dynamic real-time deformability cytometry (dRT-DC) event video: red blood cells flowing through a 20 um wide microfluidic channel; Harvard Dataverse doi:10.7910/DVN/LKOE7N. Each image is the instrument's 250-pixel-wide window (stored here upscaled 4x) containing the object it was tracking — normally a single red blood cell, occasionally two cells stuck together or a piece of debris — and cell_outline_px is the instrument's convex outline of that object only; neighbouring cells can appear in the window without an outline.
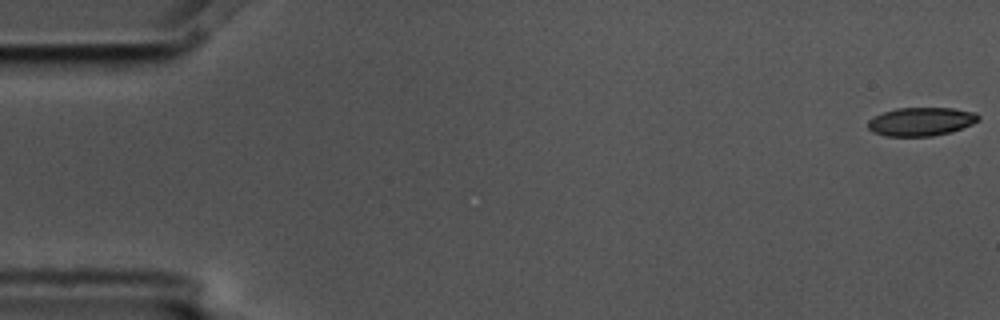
{"species": "common noctule bat (a hibernating species)", "species_latin": "Nyctalus noctula", "temperature_condition": "cold", "stored_images_in_passage": 7, "camera_frame_rate_fps": 3000, "um_per_image_px": 0.085, "animal": {"sex": "male", "body_mass_g": 17.5, "forearm_length_mm": 52.3}, "frame": {"image": 1, "passage_image": 1, "time_ms": 0.0, "image_size_px": [1000, 320], "cell_outline_px": [[980, 120], [972, 124], [952, 132], [932, 136], [884, 136], [872, 132], [868, 128], [868, 120], [884, 112], [896, 108], [952, 108], [976, 112], [980, 116]], "centroid_in_image_um": [78.31, 10.34], "position_along_channel_um": 6.7, "area_um2": 18.44}}
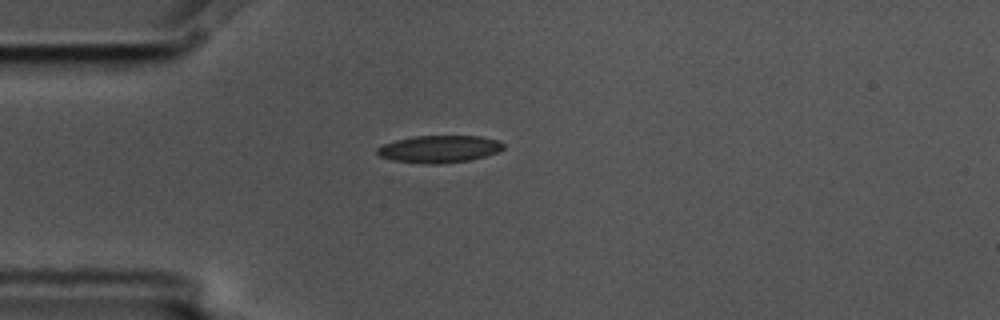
{"frame": {"image": 2, "passage_image": 5, "time_ms": 1.333, "image_size_px": [1000, 320], "cell_outline_px": [[504, 148], [496, 152], [484, 156], [468, 160], [440, 164], [424, 164], [392, 160], [380, 156], [376, 152], [376, 148], [384, 144], [396, 140], [412, 136], [480, 136], [500, 140], [504, 144]], "centroid_in_image_um": [37.32, 12.66], "position_along_channel_um": 47.7, "area_um2": 20.06}}